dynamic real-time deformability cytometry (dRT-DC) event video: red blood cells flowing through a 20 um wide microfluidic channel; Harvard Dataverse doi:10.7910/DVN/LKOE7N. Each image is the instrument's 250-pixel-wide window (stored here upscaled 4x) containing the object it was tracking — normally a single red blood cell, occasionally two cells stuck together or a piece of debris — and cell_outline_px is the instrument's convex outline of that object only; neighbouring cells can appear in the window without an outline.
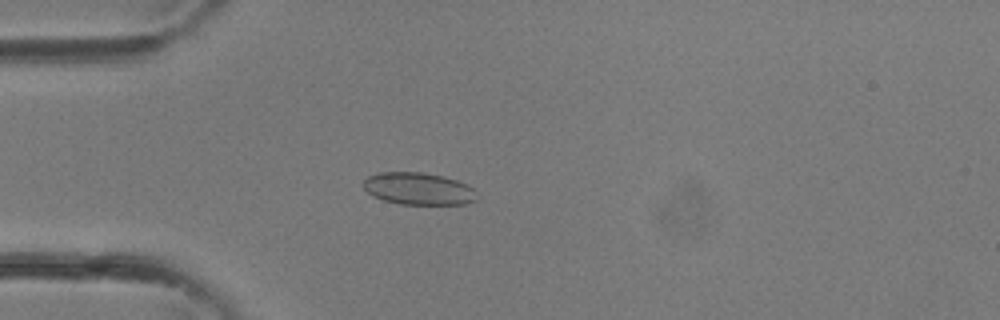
{"species": "common noctule bat (a hibernating species)", "species_latin": "Nyctalus noctula", "temperature_condition": "room temperature", "stored_images_in_passage": 35, "camera_frame_rate_fps": 3000, "um_per_image_px": 0.085, "animal": {"sex": "female"}, "frame": {"image": 1, "passage_image": 10, "time_ms": 3.0, "image_size_px": [1000, 320], "cell_outline_px": [[476, 200], [464, 204], [400, 204], [384, 200], [372, 196], [364, 188], [364, 180], [368, 176], [380, 172], [424, 172], [456, 180], [468, 184], [476, 192]], "centroid_in_image_um": [35.56, 16.04], "position_along_channel_um": 49.4, "area_um2": 21.21}}
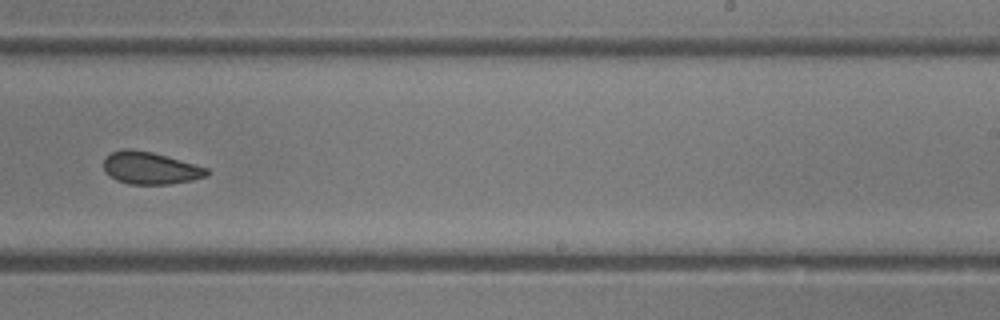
{"frame": {"image": 2, "passage_image": 22, "time_ms": 7.0, "image_size_px": [1000, 320], "cell_outline_px": [[208, 176], [192, 180], [168, 184], [128, 184], [116, 180], [104, 172], [104, 156], [112, 152], [124, 148], [132, 148], [152, 152], [208, 168]], "centroid_in_image_um": [12.73, 14.28], "position_along_channel_um": 276.3, "area_um2": 19.48}}
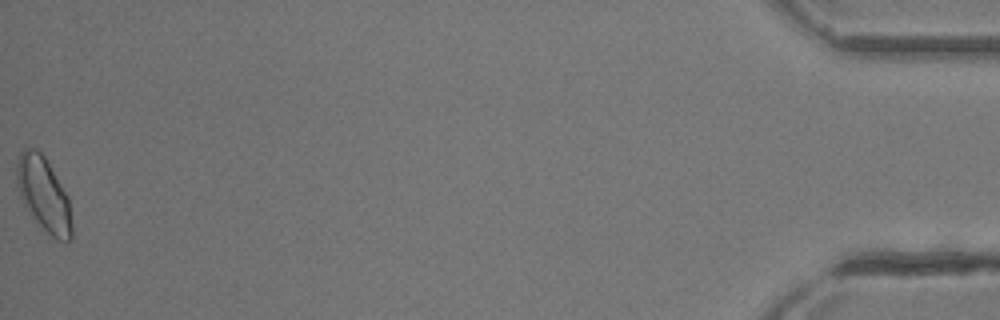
{"frame": {"image": 3, "passage_image": 35, "time_ms": 11.333, "image_size_px": [1000, 320], "cell_outline_px": [[72, 236], [68, 244], [56, 240], [28, 212], [20, 196], [16, 184], [16, 164], [20, 152], [24, 148], [36, 148], [44, 156], [68, 196], [72, 224]], "centroid_in_image_um": [3.71, 16.53], "position_along_channel_um": 431.5, "area_um2": 23.81}}